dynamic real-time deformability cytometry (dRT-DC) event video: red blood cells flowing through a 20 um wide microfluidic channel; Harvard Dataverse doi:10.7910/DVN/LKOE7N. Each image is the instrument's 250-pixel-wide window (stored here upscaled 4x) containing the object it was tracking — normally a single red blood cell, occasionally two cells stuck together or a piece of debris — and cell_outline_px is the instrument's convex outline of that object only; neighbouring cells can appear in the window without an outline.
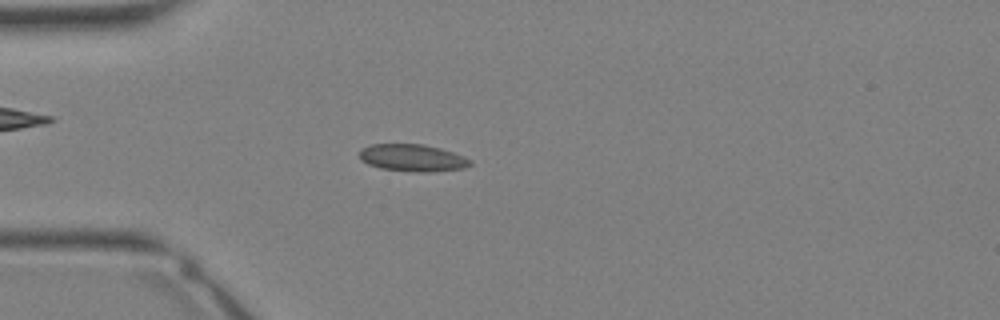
{"species": "Egyptian fruit bat (a non-hibernating species)", "species_latin": "Rousettus aegyptiacus", "temperature_condition": "warm", "stored_images_in_passage": 26, "camera_frame_rate_fps": 3000, "um_per_image_px": 0.085, "animal": {"sex": "female"}, "frame": {"image": 1, "passage_image": 1, "time_ms": 0.0, "image_size_px": [1000, 320], "cell_outline_px": [[472, 164], [464, 168], [432, 172], [416, 172], [380, 168], [368, 164], [360, 160], [360, 148], [372, 144], [424, 144], [440, 148], [464, 156], [472, 160]], "centroid_in_image_um": [35.07, 13.42], "position_along_channel_um": 49.9, "area_um2": 17.63}}
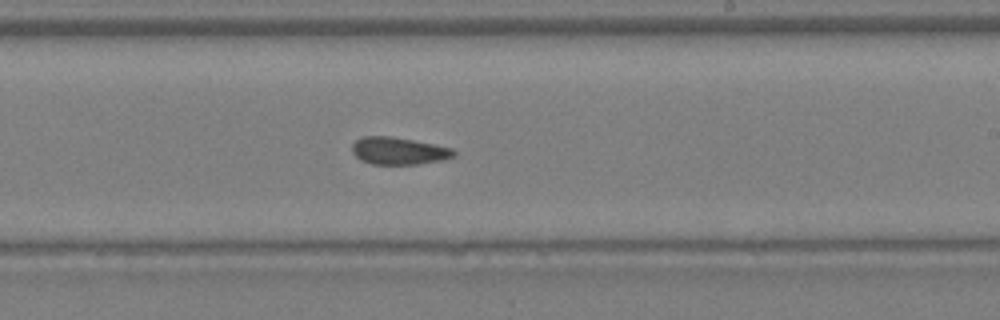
{"frame": {"image": 2, "passage_image": 12, "time_ms": 3.667, "image_size_px": [1000, 320], "cell_outline_px": [[456, 156], [444, 160], [416, 164], [372, 164], [360, 160], [352, 152], [352, 144], [356, 140], [364, 136], [392, 136], [452, 148], [456, 152]], "centroid_in_image_um": [33.89, 12.83], "position_along_channel_um": 255.1, "area_um2": 16.18}}
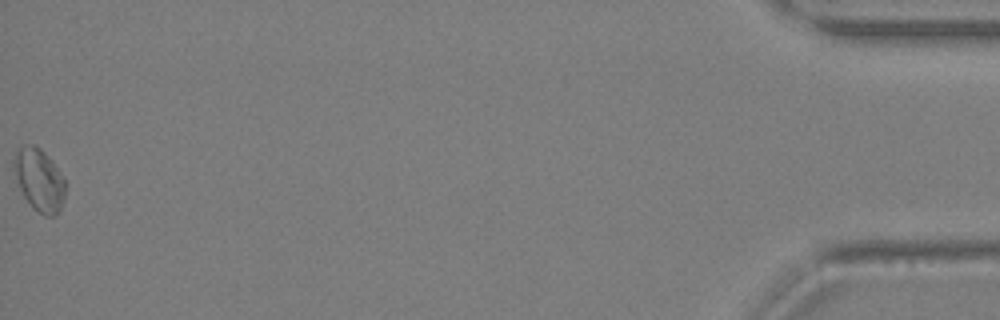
{"frame": {"image": 3, "passage_image": 26, "time_ms": 8.333, "image_size_px": [1000, 320], "cell_outline_px": [[64, 200], [60, 212], [56, 216], [44, 216], [32, 208], [24, 196], [20, 188], [12, 168], [12, 160], [16, 148], [24, 144], [32, 144], [40, 148], [44, 152], [64, 176]], "centroid_in_image_um": [3.31, 15.28], "position_along_channel_um": 431.9, "area_um2": 19.07}}